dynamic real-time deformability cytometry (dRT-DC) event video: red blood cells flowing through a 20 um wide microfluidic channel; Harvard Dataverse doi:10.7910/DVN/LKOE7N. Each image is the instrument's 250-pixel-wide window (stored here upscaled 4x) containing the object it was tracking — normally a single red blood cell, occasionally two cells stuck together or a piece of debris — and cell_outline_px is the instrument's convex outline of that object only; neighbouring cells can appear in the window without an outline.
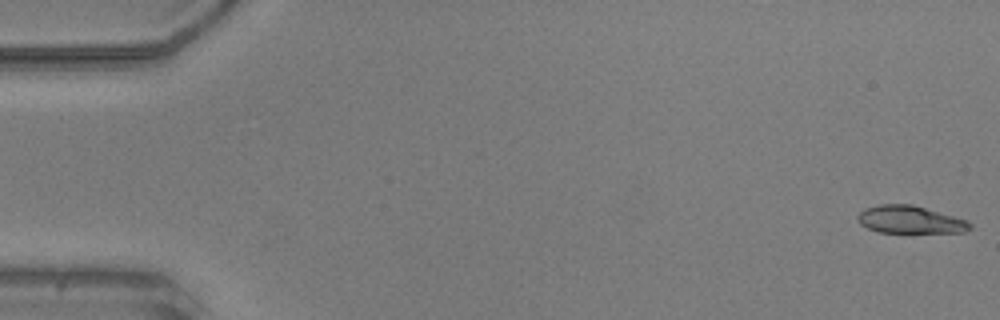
{"species": "common noctule bat (a hibernating species)", "species_latin": "Nyctalus noctula", "temperature_condition": "warm", "stored_images_in_passage": 51, "camera_frame_rate_fps": 3000, "um_per_image_px": 0.085, "animal": {"sex": "male", "body_mass_g": 20.5, "forearm_length_mm": 52.5}, "frame": {"image": 1, "passage_image": 1, "time_ms": 0.0, "image_size_px": [1000, 320], "cell_outline_px": [[972, 228], [964, 232], [912, 236], [880, 232], [868, 228], [860, 224], [856, 216], [864, 208], [880, 204], [912, 204], [968, 220], [972, 224]], "centroid_in_image_um": [77.41, 18.74], "position_along_channel_um": 7.6, "area_um2": 19.25}}
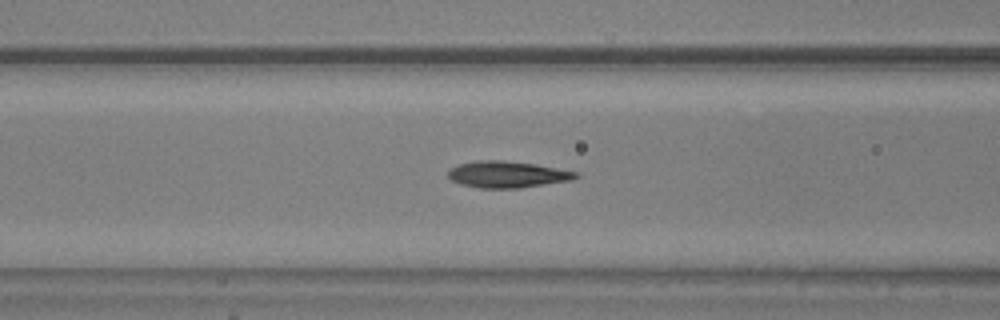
{"frame": {"image": 2, "passage_image": 21, "time_ms": 6.667, "image_size_px": [1000, 320], "cell_outline_px": [[580, 176], [572, 180], [520, 188], [480, 188], [460, 184], [452, 180], [448, 176], [448, 172], [452, 168], [460, 164], [476, 160], [500, 160], [536, 164], [580, 172]], "centroid_in_image_um": [43.17, 14.83], "position_along_channel_um": 123.4, "area_um2": 19.77}}
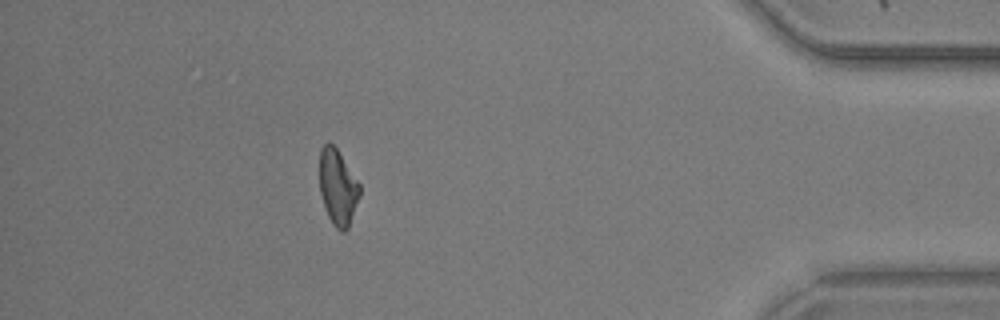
{"frame": {"image": 3, "passage_image": 46, "time_ms": 15.0, "image_size_px": [1000, 320], "cell_outline_px": [[360, 196], [348, 228], [344, 232], [340, 232], [332, 224], [328, 216], [320, 192], [320, 148], [328, 140], [336, 148], [360, 184]], "centroid_in_image_um": [28.71, 15.93], "position_along_channel_um": 406.5, "area_um2": 17.63}, "authors_computed_cell_mechanics": {"area_um2": 18.7272, "velocity_mm_per_s": 3.9656, "shape_relaxation_time_tau1_ms": null, "shape_relaxation_time_tau2_ms": 2.2135, "deformation_change_tau1": null, "deformation_change_tau2": 0.099}}